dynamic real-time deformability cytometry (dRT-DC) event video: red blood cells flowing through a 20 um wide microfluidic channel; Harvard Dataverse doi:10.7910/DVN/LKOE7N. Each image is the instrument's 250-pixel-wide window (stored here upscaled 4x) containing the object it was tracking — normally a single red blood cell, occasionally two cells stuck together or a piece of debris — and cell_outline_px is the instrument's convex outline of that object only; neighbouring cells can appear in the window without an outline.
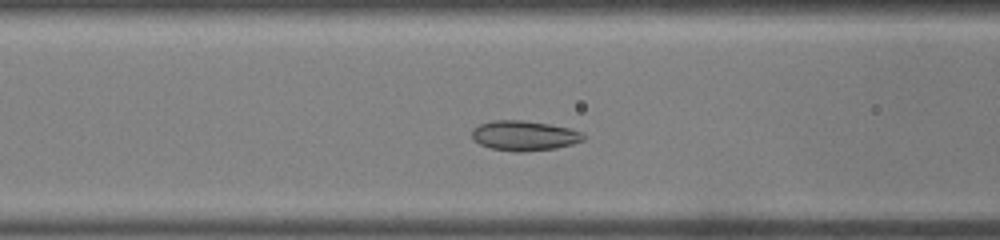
{"species": "common noctule bat (a hibernating species)", "species_latin": "Nyctalus noctula", "temperature_condition": "warm", "stored_images_in_passage": 31, "camera_frame_rate_fps": 3000, "um_per_image_px": 0.085, "animal": {"sex": "male", "body_mass_g": 19.0, "forearm_length_mm": 50.8}, "frame": {"image": 1, "passage_image": 9, "time_ms": 2.667, "image_size_px": [1000, 240], "cell_outline_px": [[584, 140], [572, 144], [556, 148], [524, 152], [516, 152], [492, 148], [480, 144], [472, 140], [472, 128], [480, 124], [492, 120], [524, 120], [548, 124], [568, 128], [584, 132]], "centroid_in_image_um": [44.55, 11.53], "position_along_channel_um": 122.1, "area_um2": 19.54}}
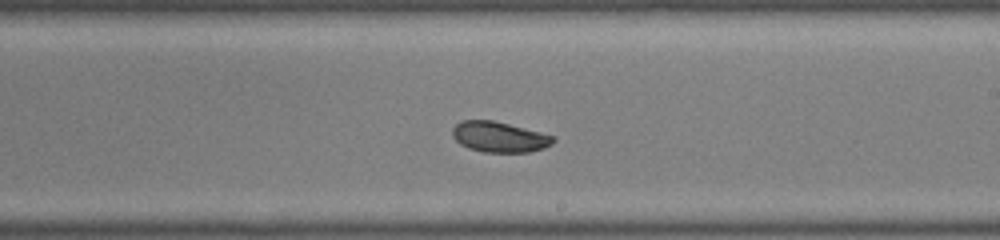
{"frame": {"image": 2, "passage_image": 16, "time_ms": 5.0, "image_size_px": [1000, 240], "cell_outline_px": [[556, 140], [552, 144], [544, 148], [528, 152], [484, 152], [468, 148], [460, 144], [452, 136], [452, 128], [460, 120], [492, 120], [556, 136]], "centroid_in_image_um": [42.44, 11.64], "position_along_channel_um": 246.6, "area_um2": 17.98}}
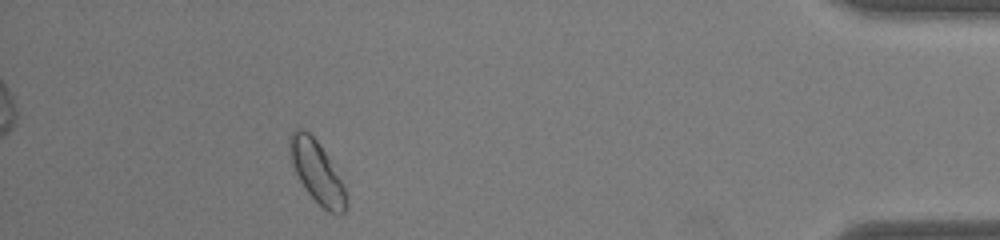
{"frame": {"image": 3, "passage_image": 28, "time_ms": 9.0, "image_size_px": [1000, 240], "cell_outline_px": [[348, 204], [344, 212], [340, 216], [328, 212], [308, 192], [300, 180], [292, 164], [288, 148], [288, 136], [296, 128], [304, 128], [316, 140], [348, 184]], "centroid_in_image_um": [27.02, 14.63], "position_along_channel_um": 408.2, "area_um2": 21.04}}